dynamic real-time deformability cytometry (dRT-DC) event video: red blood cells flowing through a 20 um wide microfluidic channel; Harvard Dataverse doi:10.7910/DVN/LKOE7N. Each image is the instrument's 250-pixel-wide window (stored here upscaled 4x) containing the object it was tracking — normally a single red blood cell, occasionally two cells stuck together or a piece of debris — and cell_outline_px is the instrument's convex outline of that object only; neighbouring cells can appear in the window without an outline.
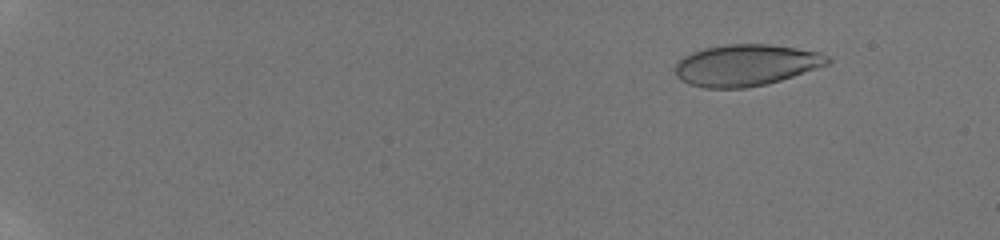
{"species": "human", "species_latin": "Homo sapiens", "temperature_condition": "room temperature", "stored_images_in_passage": 38, "camera_frame_rate_fps": 3000, "um_per_image_px": 0.085, "donor": {"sex": "male"}, "frame": {"image": 1, "passage_image": 15, "time_ms": 2.333, "image_size_px": [1000, 240], "cell_outline_px": [[832, 64], [780, 80], [764, 84], [744, 88], [704, 88], [688, 84], [680, 80], [676, 76], [676, 64], [684, 56], [692, 52], [704, 48], [724, 44], [768, 44], [796, 48], [820, 52], [828, 56], [832, 60]], "centroid_in_image_um": [63.43, 5.53], "position_along_channel_um": 21.6, "area_um2": 36.99}}
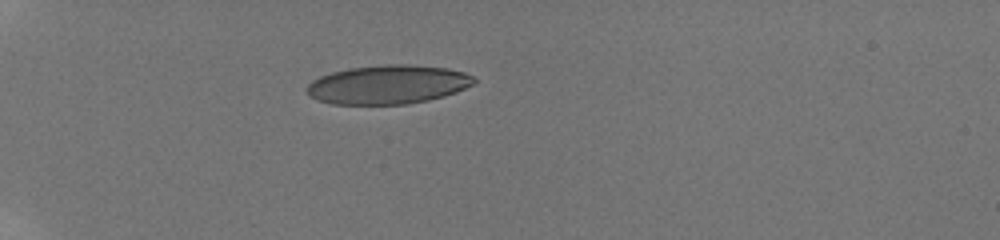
{"frame": {"image": 2, "passage_image": 33, "time_ms": 6.333, "image_size_px": [1000, 240], "cell_outline_px": [[476, 80], [472, 84], [456, 92], [444, 96], [428, 100], [404, 104], [332, 104], [316, 100], [308, 96], [304, 88], [312, 80], [320, 76], [332, 72], [348, 68], [388, 64], [408, 64], [448, 68], [464, 72], [472, 76]], "centroid_in_image_um": [32.92, 7.18], "position_along_channel_um": 52.1, "area_um2": 38.03}}